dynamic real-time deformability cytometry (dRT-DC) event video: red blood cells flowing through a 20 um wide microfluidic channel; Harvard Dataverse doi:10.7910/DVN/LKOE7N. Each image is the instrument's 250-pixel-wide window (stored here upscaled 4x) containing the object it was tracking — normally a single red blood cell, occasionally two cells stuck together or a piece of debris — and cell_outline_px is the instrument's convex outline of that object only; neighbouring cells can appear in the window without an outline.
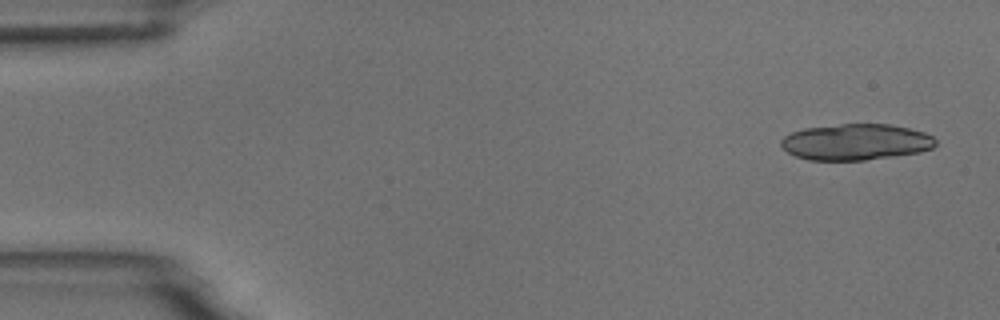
{"species": "common noctule bat (a hibernating species)", "species_latin": "Nyctalus noctula", "temperature_condition": "room temperature", "stored_images_in_passage": 14, "camera_frame_rate_fps": 3000, "um_per_image_px": 0.085, "animal": {"sex": "male", "body_mass_g": 18.8}, "frame": {"image": 1, "passage_image": 1, "time_ms": 0.0, "image_size_px": [1000, 320], "cell_outline_px": [[936, 144], [932, 148], [920, 152], [864, 160], [808, 160], [796, 156], [788, 152], [780, 144], [780, 140], [784, 136], [792, 132], [804, 128], [840, 124], [888, 124], [908, 128], [924, 132], [932, 136], [936, 140]], "centroid_in_image_um": [72.73, 12.07], "position_along_channel_um": 12.3, "area_um2": 32.48}, "authors_computed_cell_mechanics": {"area_um2": 19.2474, "velocity_mm_per_s": 3.7554, "shape_relaxation_time_tau1_ms": 9.521, "shape_relaxation_time_tau2_ms": 2.5133, "deformation_change_tau1": 0.2269, "deformation_change_tau2": 0.1047}}